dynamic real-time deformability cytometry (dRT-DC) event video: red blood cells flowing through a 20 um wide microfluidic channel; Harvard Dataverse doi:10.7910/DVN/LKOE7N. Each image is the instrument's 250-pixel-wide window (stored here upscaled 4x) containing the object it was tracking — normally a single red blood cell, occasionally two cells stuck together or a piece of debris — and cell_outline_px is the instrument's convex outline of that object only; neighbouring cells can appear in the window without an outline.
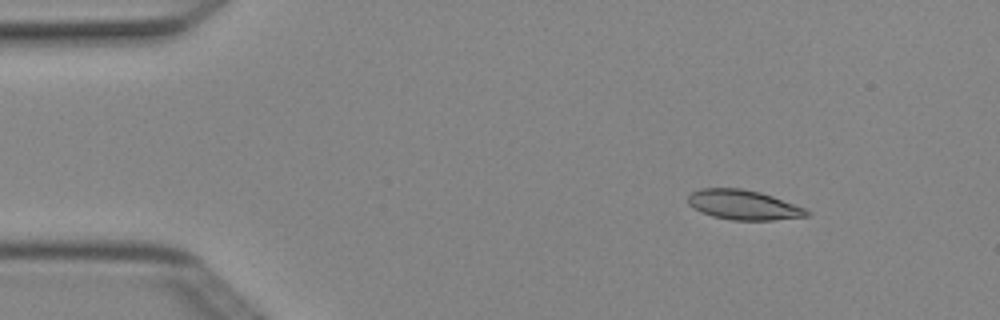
{"species": "Egyptian fruit bat (a non-hibernating species)", "species_latin": "Rousettus aegyptiacus", "temperature_condition": "cold", "stored_images_in_passage": 3, "camera_frame_rate_fps": 3000, "um_per_image_px": 0.085, "animal": {"sex": "female"}, "frame": {"image": 1, "passage_image": 2, "time_ms": 0.333, "image_size_px": [1000, 320], "cell_outline_px": [[812, 212], [808, 216], [772, 220], [732, 220], [712, 216], [692, 208], [688, 204], [688, 196], [692, 192], [700, 188], [740, 188], [760, 192], [772, 196], [804, 208]], "centroid_in_image_um": [63.17, 17.41], "position_along_channel_um": 21.8, "area_um2": 20.52}}